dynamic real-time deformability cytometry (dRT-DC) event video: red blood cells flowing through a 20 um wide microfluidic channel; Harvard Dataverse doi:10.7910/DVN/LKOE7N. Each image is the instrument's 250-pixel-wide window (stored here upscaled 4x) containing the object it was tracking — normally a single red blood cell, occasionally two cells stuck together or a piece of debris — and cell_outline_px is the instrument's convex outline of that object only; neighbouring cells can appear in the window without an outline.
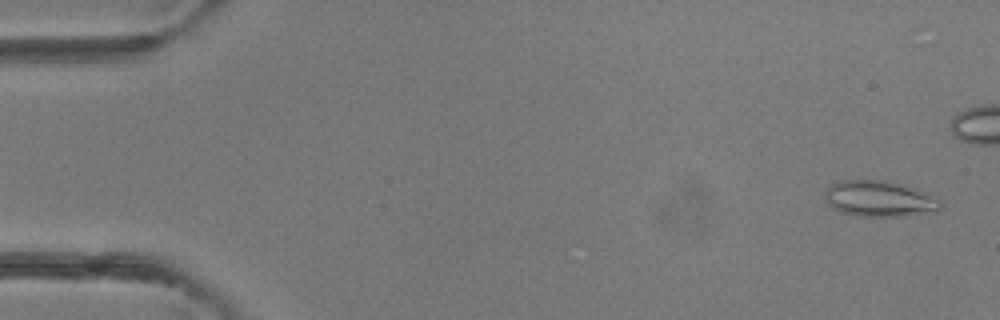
{"species": "common noctule bat (a hibernating species)", "species_latin": "Nyctalus noctula", "temperature_condition": "room temperature", "stored_images_in_passage": 5, "camera_frame_rate_fps": 3000, "um_per_image_px": 0.085, "animal": {"sex": "female"}, "frame": {"image": 1, "passage_image": 1, "time_ms": 0.0, "image_size_px": [1000, 320], "cell_outline_px": [[940, 208], [936, 212], [900, 216], [860, 216], [840, 212], [832, 208], [828, 204], [828, 188], [832, 184], [840, 180], [884, 180], [916, 188], [940, 200]], "centroid_in_image_um": [74.77, 16.9], "position_along_channel_um": 10.2, "area_um2": 23.87}}